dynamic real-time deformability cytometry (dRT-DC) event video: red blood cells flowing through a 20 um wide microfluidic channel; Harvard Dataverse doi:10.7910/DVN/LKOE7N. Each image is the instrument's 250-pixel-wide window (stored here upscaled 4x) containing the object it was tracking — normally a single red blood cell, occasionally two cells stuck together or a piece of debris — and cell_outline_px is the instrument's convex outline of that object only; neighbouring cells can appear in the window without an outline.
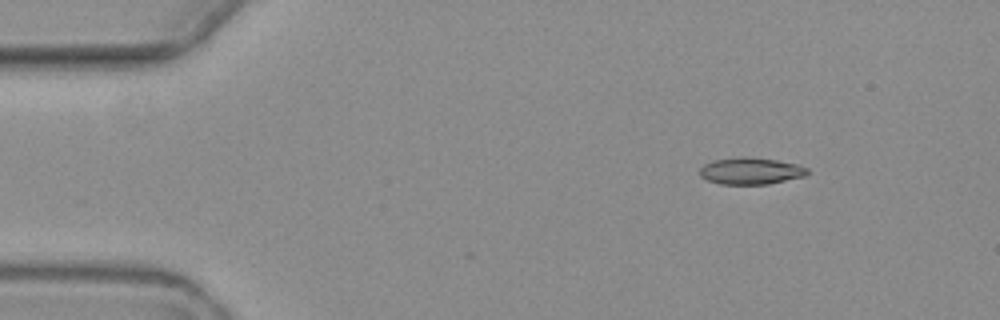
{"species": "common noctule bat (a hibernating species)", "species_latin": "Nyctalus noctula", "temperature_condition": "warm", "stored_images_in_passage": 3, "camera_frame_rate_fps": 3000, "um_per_image_px": 0.085, "animal": {"sex": "female", "body_mass_g": 19.3, "forearm_length_mm": 54.1}, "frame": {"image": 1, "passage_image": 1, "time_ms": 0.0, "image_size_px": [1000, 320], "cell_outline_px": [[808, 172], [804, 176], [768, 184], [720, 184], [708, 180], [700, 176], [700, 168], [704, 164], [712, 160], [740, 156], [748, 156], [776, 160], [796, 164], [808, 168]], "centroid_in_image_um": [63.78, 14.52], "position_along_channel_um": 21.2, "area_um2": 16.82}}